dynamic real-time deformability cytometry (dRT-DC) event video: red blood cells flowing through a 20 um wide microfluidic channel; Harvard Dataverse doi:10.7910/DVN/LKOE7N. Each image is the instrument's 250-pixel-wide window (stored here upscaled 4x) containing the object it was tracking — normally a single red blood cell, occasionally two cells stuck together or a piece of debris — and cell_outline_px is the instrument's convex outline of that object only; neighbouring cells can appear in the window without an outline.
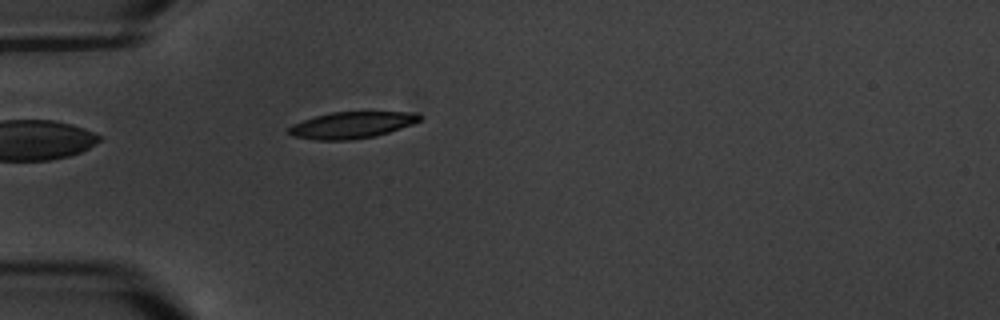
{"species": "common noctule bat (a hibernating species)", "species_latin": "Nyctalus noctula", "temperature_condition": "warm", "stored_images_in_passage": 1, "camera_frame_rate_fps": 3000, "um_per_image_px": 0.085, "animal": {"sex": "male", "body_mass_g": 20.1, "forearm_length_mm": 53.5}, "frame": {"image": 1, "passage_image": 1, "time_ms": 0.0, "image_size_px": [1000, 320], "cell_outline_px": [[424, 116], [420, 120], [412, 124], [376, 136], [352, 140], [316, 140], [292, 136], [288, 132], [288, 128], [292, 124], [316, 116], [332, 112], [416, 112]], "centroid_in_image_um": [29.91, 10.63], "position_along_channel_um": 55.1, "area_um2": 20.23}}